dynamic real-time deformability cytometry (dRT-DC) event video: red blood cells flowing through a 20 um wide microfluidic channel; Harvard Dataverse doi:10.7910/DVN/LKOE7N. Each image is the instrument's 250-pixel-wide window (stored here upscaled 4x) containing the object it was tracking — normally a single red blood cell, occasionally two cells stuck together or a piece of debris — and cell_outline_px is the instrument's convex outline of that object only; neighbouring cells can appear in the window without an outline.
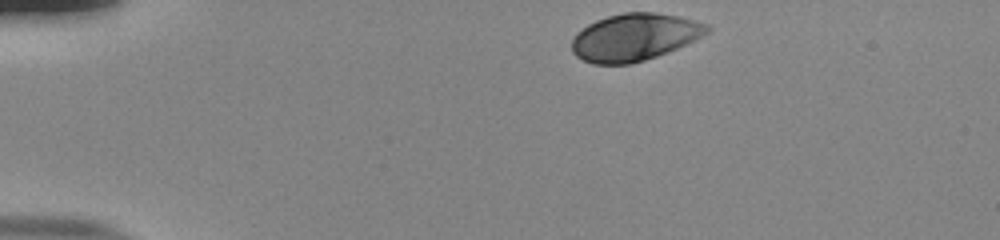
{"species": "human", "species_latin": "Homo sapiens", "temperature_condition": "room temperature", "stored_images_in_passage": 38, "camera_frame_rate_fps": 3000, "um_per_image_px": 0.085, "donor": {"sex": "male"}, "frame": {"image": 1, "passage_image": 1, "time_ms": 0.0, "image_size_px": [1000, 240], "cell_outline_px": [[712, 28], [708, 32], [668, 52], [632, 64], [592, 64], [576, 56], [572, 52], [572, 40], [576, 32], [588, 24], [596, 20], [608, 16], [624, 12], [656, 12], [676, 16], [708, 24]], "centroid_in_image_um": [53.89, 3.16], "position_along_channel_um": 31.1, "area_um2": 36.99}}
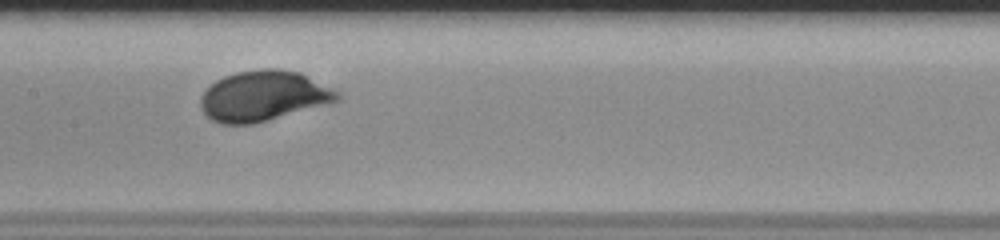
{"frame": {"image": 2, "passage_image": 19, "time_ms": 6.0, "image_size_px": [1000, 240], "cell_outline_px": [[340, 100], [328, 104], [268, 120], [252, 124], [220, 124], [212, 120], [204, 112], [200, 104], [200, 96], [216, 80], [224, 76], [236, 72], [260, 68], [276, 68], [300, 72], [340, 92]], "centroid_in_image_um": [22.4, 8.15], "position_along_channel_um": 185.0, "area_um2": 40.11}}
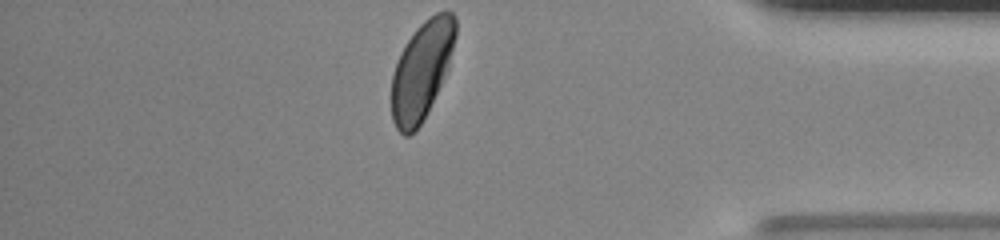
{"frame": {"image": 3, "passage_image": 38, "time_ms": 12.333, "image_size_px": [1000, 240], "cell_outline_px": [[456, 36], [448, 68], [428, 112], [420, 124], [408, 136], [404, 136], [396, 128], [392, 120], [392, 76], [400, 52], [416, 28], [428, 16], [436, 12], [452, 12], [456, 16]], "centroid_in_image_um": [35.85, 5.96], "position_along_channel_um": 399.3, "area_um2": 36.41}, "authors_computed_cell_mechanics": {"area_um2": 37.5411, "velocity_mm_per_s": 3.7906, "shape_relaxation_time_tau1_ms": 2.9493, "shape_relaxation_time_tau2_ms": null, "deformation_change_tau1": 0.1569, "deformation_change_tau2": null}}